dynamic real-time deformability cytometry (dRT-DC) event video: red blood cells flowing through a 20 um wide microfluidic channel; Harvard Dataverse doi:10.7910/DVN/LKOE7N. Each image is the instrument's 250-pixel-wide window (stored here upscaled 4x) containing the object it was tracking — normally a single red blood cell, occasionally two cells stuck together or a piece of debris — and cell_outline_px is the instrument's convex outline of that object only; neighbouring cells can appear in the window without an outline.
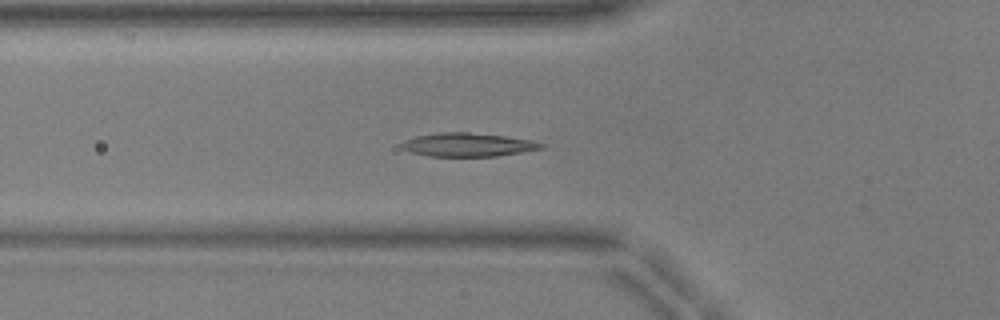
{"species": "common noctule bat (a hibernating species)", "species_latin": "Nyctalus noctula", "temperature_condition": "warm", "stored_images_in_passage": 36, "segment_of_instrument_passage": [1, 2], "camera_frame_rate_fps": 3000, "um_per_image_px": 0.085, "animal": {"sex": "male", "body_mass_g": 17.9, "forearm_length_mm": 54.2}, "frame": {"image": 1, "passage_image": 2, "time_ms": 0.333, "image_size_px": [1000, 320], "cell_outline_px": [[544, 148], [496, 156], [428, 156], [412, 152], [400, 148], [400, 144], [404, 140], [416, 136], [440, 132], [468, 132], [504, 136], [532, 140], [544, 144]], "centroid_in_image_um": [39.73, 12.3], "position_along_channel_um": 86.1, "area_um2": 19.07}}
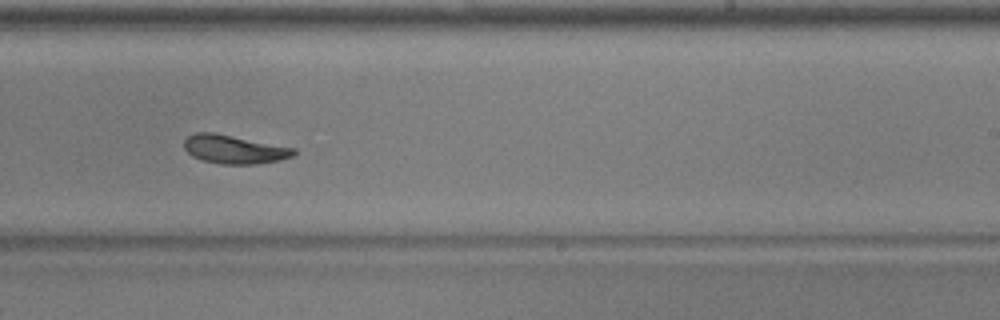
{"frame": {"image": 2, "passage_image": 16, "time_ms": 5.0, "image_size_px": [1000, 320], "cell_outline_px": [[296, 152], [292, 156], [280, 160], [256, 164], [220, 164], [200, 160], [192, 156], [184, 148], [184, 140], [188, 136], [196, 132], [212, 132], [296, 148]], "centroid_in_image_um": [19.89, 12.7], "position_along_channel_um": 269.1, "area_um2": 18.26}}
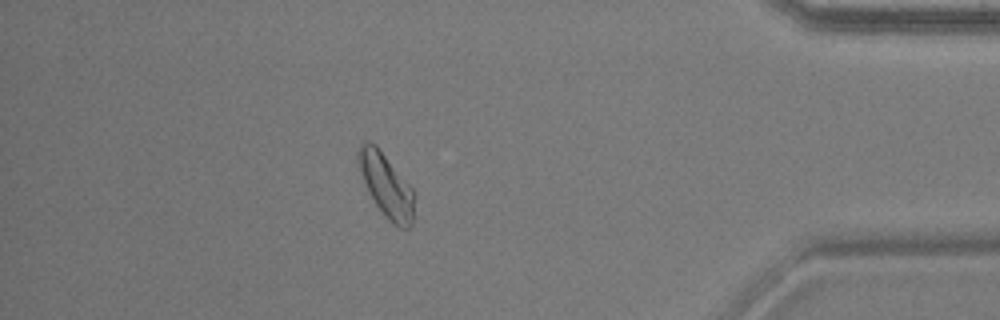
{"frame": {"image": 3, "passage_image": 29, "time_ms": 9.333, "image_size_px": [1000, 320], "cell_outline_px": [[416, 196], [412, 224], [408, 228], [400, 228], [392, 224], [384, 216], [368, 192], [364, 184], [356, 160], [356, 152], [360, 144], [364, 140], [368, 140], [376, 144], [416, 192]], "centroid_in_image_um": [32.83, 15.74], "position_along_channel_um": 402.4, "area_um2": 21.33}}